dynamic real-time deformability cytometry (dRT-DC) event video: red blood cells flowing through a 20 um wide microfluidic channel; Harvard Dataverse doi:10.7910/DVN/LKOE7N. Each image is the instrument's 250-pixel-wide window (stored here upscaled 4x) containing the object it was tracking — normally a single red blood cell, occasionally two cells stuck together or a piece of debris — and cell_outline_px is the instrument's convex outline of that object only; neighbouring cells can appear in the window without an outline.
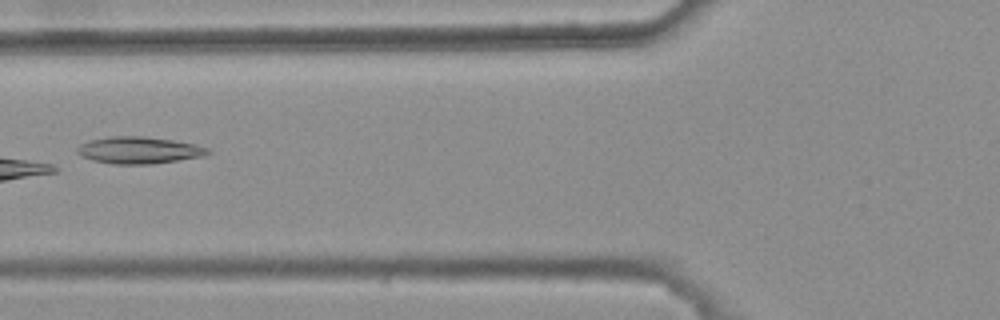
{"species": "common noctule bat (a hibernating species)", "species_latin": "Nyctalus noctula", "temperature_condition": "warm", "stored_images_in_passage": 5, "camera_frame_rate_fps": 3000, "um_per_image_px": 0.085, "animal": {"sex": "female", "body_mass_g": 25.1}, "frame": {"image": 1, "passage_image": 5, "time_ms": 1.333, "image_size_px": [1000, 320], "cell_outline_px": [[212, 152], [204, 156], [152, 164], [112, 164], [92, 160], [76, 152], [76, 148], [80, 144], [88, 140], [112, 136], [144, 136], [172, 140], [196, 144], [208, 148]], "centroid_in_image_um": [11.81, 12.76], "position_along_channel_um": 114.0, "area_um2": 20.52}}